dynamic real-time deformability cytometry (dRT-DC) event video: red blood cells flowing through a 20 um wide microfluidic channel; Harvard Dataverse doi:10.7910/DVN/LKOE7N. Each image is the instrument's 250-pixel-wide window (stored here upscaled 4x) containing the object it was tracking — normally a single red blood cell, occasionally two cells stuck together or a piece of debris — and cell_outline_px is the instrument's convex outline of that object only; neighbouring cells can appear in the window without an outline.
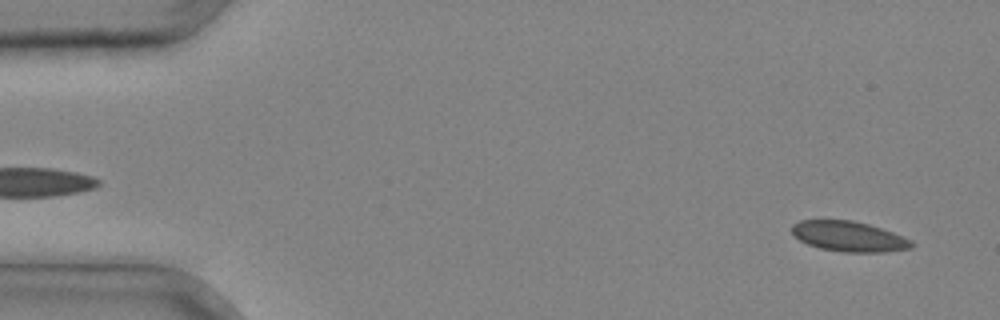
{"species": "common noctule bat (a hibernating species)", "species_latin": "Nyctalus noctula", "temperature_condition": "cold", "stored_images_in_passage": 10, "camera_frame_rate_fps": 3000, "um_per_image_px": 0.085, "animal": {"sex": "male", "body_mass_g": 20.4}, "frame": {"image": 1, "passage_image": 2, "time_ms": 0.333, "image_size_px": [1000, 320], "cell_outline_px": [[916, 244], [912, 248], [888, 252], [844, 252], [820, 248], [808, 244], [800, 240], [792, 232], [792, 224], [800, 220], [852, 220], [868, 224], [892, 232], [912, 240]], "centroid_in_image_um": [72.19, 20.1], "position_along_channel_um": 12.8, "area_um2": 21.1}}